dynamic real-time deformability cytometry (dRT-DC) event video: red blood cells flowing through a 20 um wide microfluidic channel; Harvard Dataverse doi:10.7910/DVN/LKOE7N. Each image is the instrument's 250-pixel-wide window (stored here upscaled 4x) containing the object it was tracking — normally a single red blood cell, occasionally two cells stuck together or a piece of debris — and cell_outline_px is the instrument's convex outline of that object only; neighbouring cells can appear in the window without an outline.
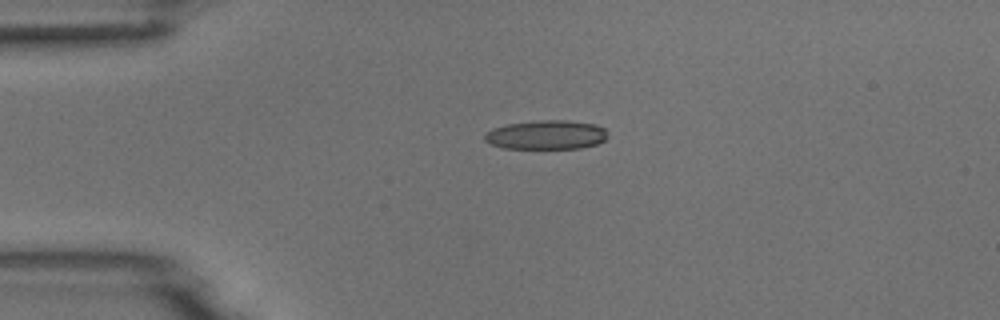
{"species": "common noctule bat (a hibernating species)", "species_latin": "Nyctalus noctula", "temperature_condition": "room temperature", "stored_images_in_passage": 5, "camera_frame_rate_fps": 3000, "um_per_image_px": 0.085, "animal": {"sex": "male", "body_mass_g": 18.8}, "frame": {"image": 1, "passage_image": 5, "time_ms": 5.667, "image_size_px": [1000, 320], "cell_outline_px": [[608, 136], [604, 140], [596, 144], [580, 148], [500, 148], [488, 144], [484, 140], [484, 132], [492, 128], [508, 124], [536, 120], [568, 120], [596, 124], [604, 128]], "centroid_in_image_um": [46.39, 11.45], "position_along_channel_um": 38.6, "area_um2": 21.1}}